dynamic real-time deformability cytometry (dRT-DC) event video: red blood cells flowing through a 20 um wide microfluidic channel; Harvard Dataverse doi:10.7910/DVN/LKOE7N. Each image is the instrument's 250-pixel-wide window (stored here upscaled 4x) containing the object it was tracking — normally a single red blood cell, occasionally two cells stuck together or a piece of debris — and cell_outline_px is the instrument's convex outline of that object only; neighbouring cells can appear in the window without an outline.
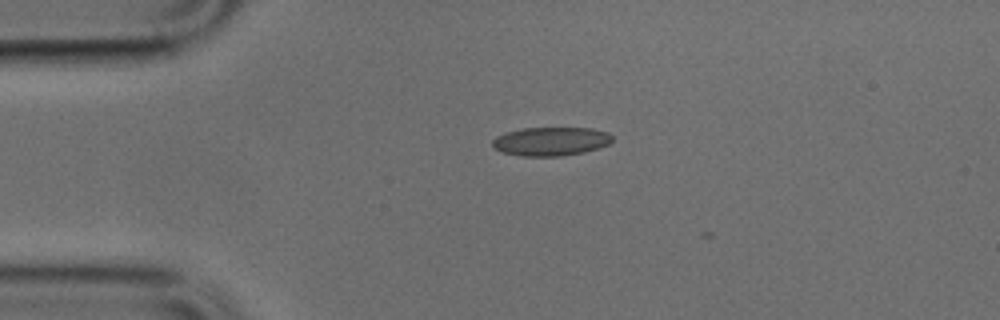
{"species": "common noctule bat (a hibernating species)", "species_latin": "Nyctalus noctula", "temperature_condition": "cold", "stored_images_in_passage": 4, "camera_frame_rate_fps": 3000, "um_per_image_px": 0.085, "animal": {"sex": "male", "body_mass_g": 17.9, "forearm_length_mm": 54.2}, "frame": {"image": 1, "passage_image": 2, "time_ms": 0.333, "image_size_px": [1000, 320], "cell_outline_px": [[612, 140], [608, 144], [600, 148], [584, 152], [560, 156], [520, 156], [504, 152], [492, 148], [492, 140], [496, 136], [504, 132], [524, 128], [592, 128], [608, 132], [612, 136]], "centroid_in_image_um": [46.81, 12.01], "position_along_channel_um": 38.2, "area_um2": 20.17}}